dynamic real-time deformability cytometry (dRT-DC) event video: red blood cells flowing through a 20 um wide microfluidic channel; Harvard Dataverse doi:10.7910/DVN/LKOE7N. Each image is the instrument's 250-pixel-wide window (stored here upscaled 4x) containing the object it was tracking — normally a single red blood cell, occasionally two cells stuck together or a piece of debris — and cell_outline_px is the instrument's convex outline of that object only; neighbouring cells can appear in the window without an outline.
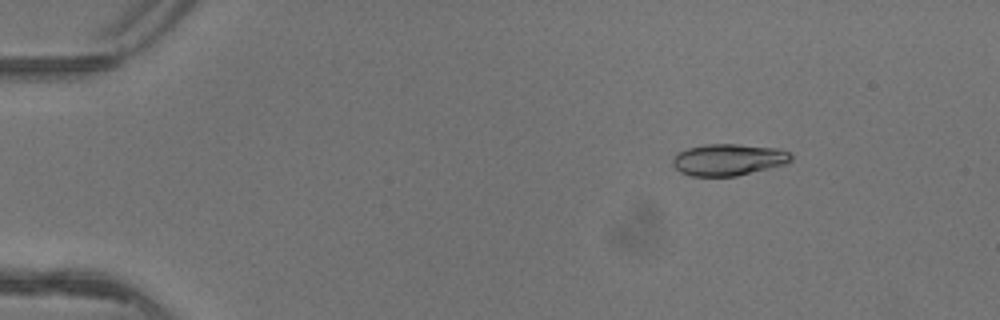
{"species": "common noctule bat (a hibernating species)", "species_latin": "Nyctalus noctula", "temperature_condition": "warm", "stored_images_in_passage": 5, "camera_frame_rate_fps": 3000, "um_per_image_px": 0.085, "animal": {"sex": "female"}, "frame": {"image": 1, "passage_image": 3, "time_ms": 0.667, "image_size_px": [1000, 320], "cell_outline_px": [[792, 160], [784, 164], [736, 176], [692, 176], [680, 172], [672, 164], [672, 160], [676, 152], [688, 148], [704, 144], [736, 144], [776, 148], [788, 152], [792, 156]], "centroid_in_image_um": [61.86, 13.57], "position_along_channel_um": 23.1, "area_um2": 21.73}}